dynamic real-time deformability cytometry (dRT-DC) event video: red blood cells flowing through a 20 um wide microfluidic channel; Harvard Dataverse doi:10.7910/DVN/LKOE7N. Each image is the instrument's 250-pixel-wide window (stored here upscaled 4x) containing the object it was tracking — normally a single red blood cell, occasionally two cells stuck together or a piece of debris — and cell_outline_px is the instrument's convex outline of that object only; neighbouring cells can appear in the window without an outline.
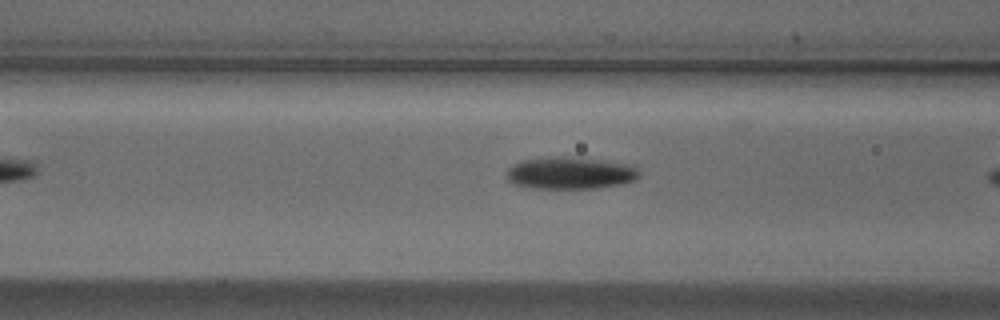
{"species": "Egyptian fruit bat (a non-hibernating species)", "species_latin": "Rousettus aegyptiacus", "temperature_condition": "cold", "stored_images_in_passage": 9, "camera_frame_rate_fps": 3000, "um_per_image_px": 0.085, "animal": {"sex": "male"}, "frame": {"image": 1, "passage_image": 8, "time_ms": 2.333, "image_size_px": [1000, 320], "cell_outline_px": [[640, 176], [636, 180], [620, 184], [592, 188], [532, 188], [516, 184], [508, 180], [508, 168], [512, 164], [524, 160], [552, 156], [560, 156], [600, 160], [632, 164], [640, 172]], "centroid_in_image_um": [48.5, 14.7], "position_along_channel_um": 118.1, "area_um2": 24.68}}